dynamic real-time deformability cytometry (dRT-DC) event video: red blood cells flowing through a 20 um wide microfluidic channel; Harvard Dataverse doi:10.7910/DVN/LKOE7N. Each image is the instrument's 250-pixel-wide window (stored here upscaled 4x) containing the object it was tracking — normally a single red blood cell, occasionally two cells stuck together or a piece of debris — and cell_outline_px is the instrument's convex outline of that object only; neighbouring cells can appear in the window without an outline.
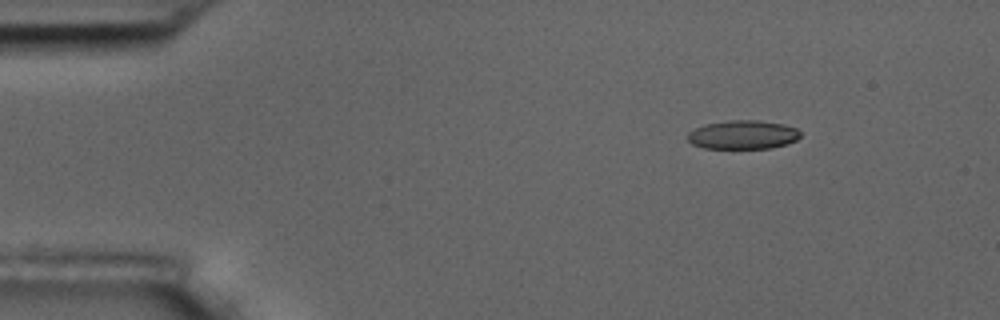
{"species": "common noctule bat (a hibernating species)", "species_latin": "Nyctalus noctula", "temperature_condition": "room temperature", "stored_images_in_passage": 5, "camera_frame_rate_fps": 3000, "um_per_image_px": 0.085, "animal": {"sex": "male", "body_mass_g": 17.5, "forearm_length_mm": 52.3}, "frame": {"image": 1, "passage_image": 1, "time_ms": 0.0, "image_size_px": [1000, 320], "cell_outline_px": [[800, 136], [796, 140], [788, 144], [772, 148], [704, 148], [692, 144], [688, 140], [688, 132], [704, 124], [728, 120], [760, 120], [784, 124], [796, 128], [800, 132]], "centroid_in_image_um": [63.16, 11.45], "position_along_channel_um": 21.8, "area_um2": 19.02}}
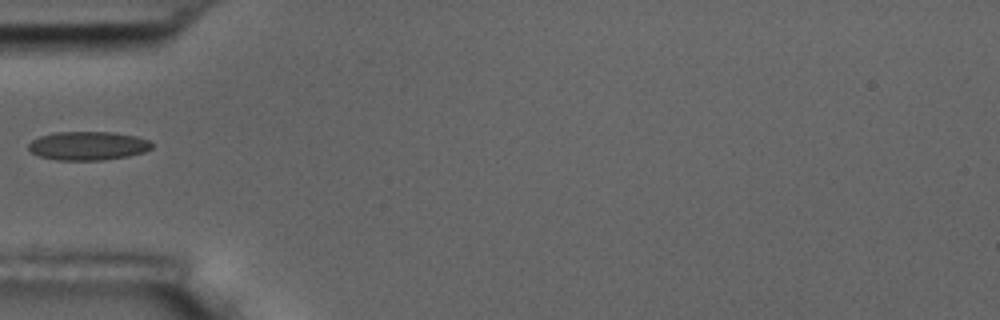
{"frame": {"image": 2, "passage_image": 4, "time_ms": 3.667, "image_size_px": [1000, 320], "cell_outline_px": [[152, 148], [144, 152], [128, 156], [100, 160], [56, 160], [40, 156], [32, 152], [28, 148], [28, 144], [32, 140], [40, 136], [56, 132], [116, 132], [136, 136], [148, 140], [152, 144]], "centroid_in_image_um": [7.48, 12.39], "position_along_channel_um": 77.5, "area_um2": 20.58}}